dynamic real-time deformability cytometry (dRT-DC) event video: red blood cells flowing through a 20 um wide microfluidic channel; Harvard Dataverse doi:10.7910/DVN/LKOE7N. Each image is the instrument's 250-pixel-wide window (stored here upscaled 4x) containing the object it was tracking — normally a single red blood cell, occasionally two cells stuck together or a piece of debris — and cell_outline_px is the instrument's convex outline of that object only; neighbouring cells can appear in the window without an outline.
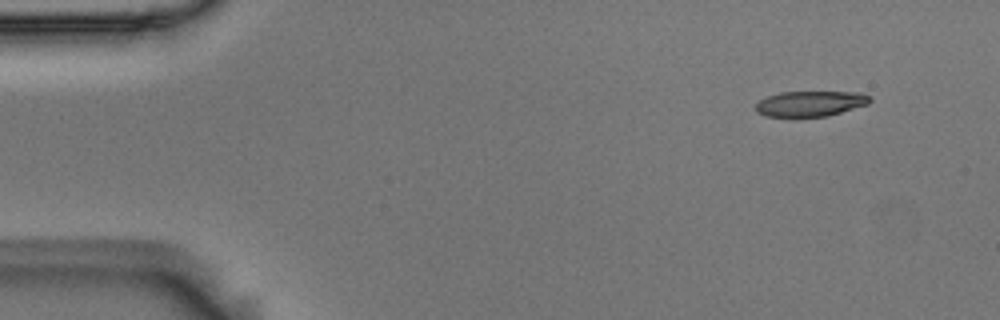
{"species": "Egyptian fruit bat (a non-hibernating species)", "species_latin": "Rousettus aegyptiacus", "temperature_condition": "room temperature", "stored_images_in_passage": 4, "camera_frame_rate_fps": 3000, "um_per_image_px": 0.085, "animal": {"sex": "male"}, "frame": {"image": 1, "passage_image": 1, "time_ms": 0.0, "image_size_px": [1000, 320], "cell_outline_px": [[872, 100], [868, 104], [828, 116], [768, 116], [756, 112], [756, 104], [760, 100], [768, 96], [780, 92], [860, 92], [868, 96]], "centroid_in_image_um": [68.89, 8.8], "position_along_channel_um": 16.1, "area_um2": 16.7}}